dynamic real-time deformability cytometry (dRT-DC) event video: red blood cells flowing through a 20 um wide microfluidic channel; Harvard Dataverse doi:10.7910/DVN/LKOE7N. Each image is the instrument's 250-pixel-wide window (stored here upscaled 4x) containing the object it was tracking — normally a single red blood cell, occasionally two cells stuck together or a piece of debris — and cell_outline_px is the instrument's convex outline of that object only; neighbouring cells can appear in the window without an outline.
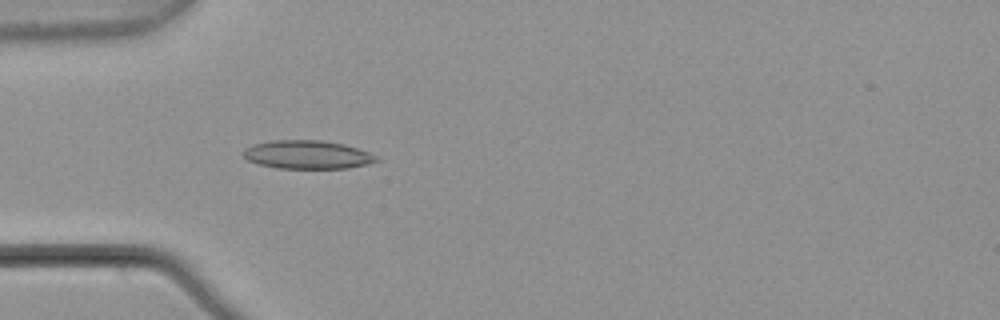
{"species": "common noctule bat (a hibernating species)", "species_latin": "Nyctalus noctula", "temperature_condition": "warm", "stored_images_in_passage": 4, "camera_frame_rate_fps": 3000, "um_per_image_px": 0.085, "animal": {"sex": "male", "body_mass_g": 21.5, "forearm_length_mm": 52.0}, "frame": {"image": 1, "passage_image": 4, "time_ms": 1.0, "image_size_px": [1000, 320], "cell_outline_px": [[380, 160], [368, 164], [348, 168], [276, 168], [260, 164], [248, 160], [244, 156], [244, 148], [252, 144], [272, 140], [320, 140], [344, 144], [380, 156]], "centroid_in_image_um": [26.15, 13.14], "position_along_channel_um": 58.9, "area_um2": 22.08}}